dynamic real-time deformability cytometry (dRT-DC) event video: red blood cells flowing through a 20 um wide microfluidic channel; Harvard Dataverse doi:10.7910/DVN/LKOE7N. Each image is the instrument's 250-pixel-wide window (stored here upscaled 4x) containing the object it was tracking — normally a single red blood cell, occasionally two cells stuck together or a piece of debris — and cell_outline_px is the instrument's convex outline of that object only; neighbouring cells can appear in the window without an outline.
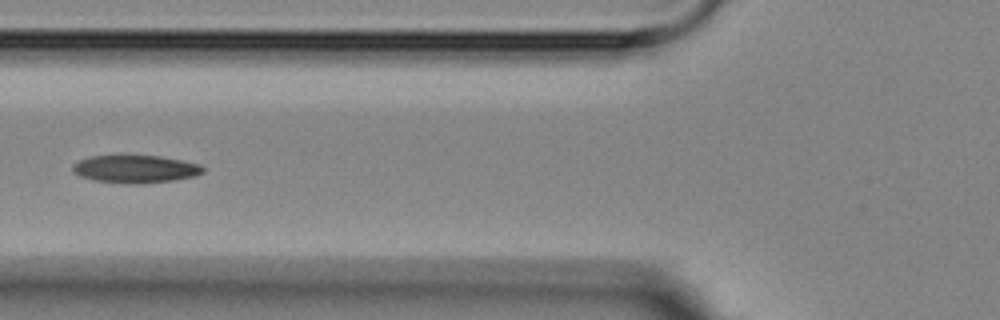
{"species": "Egyptian fruit bat (a non-hibernating species)", "species_latin": "Rousettus aegyptiacus", "temperature_condition": "room temperature", "stored_images_in_passage": 7, "camera_frame_rate_fps": 3000, "um_per_image_px": 0.085, "animal": {"sex": "female"}, "frame": {"image": 1, "passage_image": 7, "time_ms": 6.667, "image_size_px": [1000, 320], "cell_outline_px": [[204, 172], [192, 176], [172, 180], [136, 184], [132, 184], [96, 180], [80, 176], [72, 168], [72, 164], [88, 156], [160, 156], [200, 164], [204, 168]], "centroid_in_image_um": [11.5, 14.36], "position_along_channel_um": 114.3, "area_um2": 20.63}}